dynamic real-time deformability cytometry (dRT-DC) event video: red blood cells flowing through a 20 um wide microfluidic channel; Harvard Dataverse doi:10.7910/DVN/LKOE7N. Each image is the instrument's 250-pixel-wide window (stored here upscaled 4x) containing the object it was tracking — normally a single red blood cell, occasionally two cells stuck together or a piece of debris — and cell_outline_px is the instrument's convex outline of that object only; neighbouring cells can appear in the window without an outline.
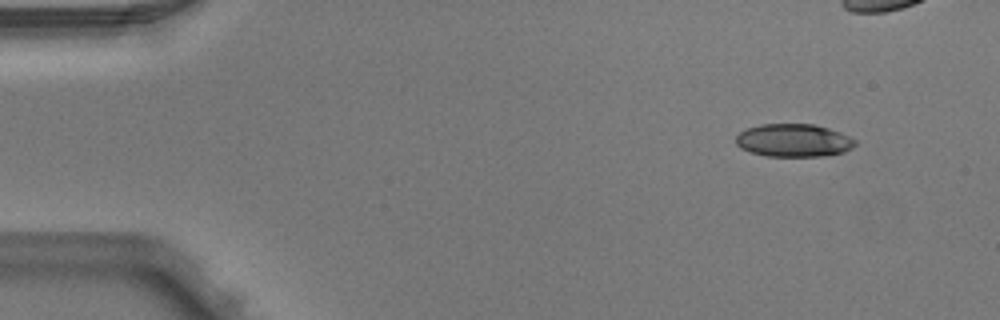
{"species": "Egyptian fruit bat (a non-hibernating species)", "species_latin": "Rousettus aegyptiacus", "temperature_condition": "warm", "stored_images_in_passage": 4, "camera_frame_rate_fps": 3000, "um_per_image_px": 0.085, "animal": {"sex": "male"}, "frame": {"image": 1, "passage_image": 1, "time_ms": 0.0, "image_size_px": [1000, 320], "cell_outline_px": [[856, 144], [852, 148], [844, 152], [820, 156], [768, 156], [752, 152], [740, 148], [736, 144], [736, 136], [744, 128], [760, 124], [812, 124], [828, 128], [840, 132], [856, 140]], "centroid_in_image_um": [67.44, 11.92], "position_along_channel_um": 17.6, "area_um2": 22.89}}